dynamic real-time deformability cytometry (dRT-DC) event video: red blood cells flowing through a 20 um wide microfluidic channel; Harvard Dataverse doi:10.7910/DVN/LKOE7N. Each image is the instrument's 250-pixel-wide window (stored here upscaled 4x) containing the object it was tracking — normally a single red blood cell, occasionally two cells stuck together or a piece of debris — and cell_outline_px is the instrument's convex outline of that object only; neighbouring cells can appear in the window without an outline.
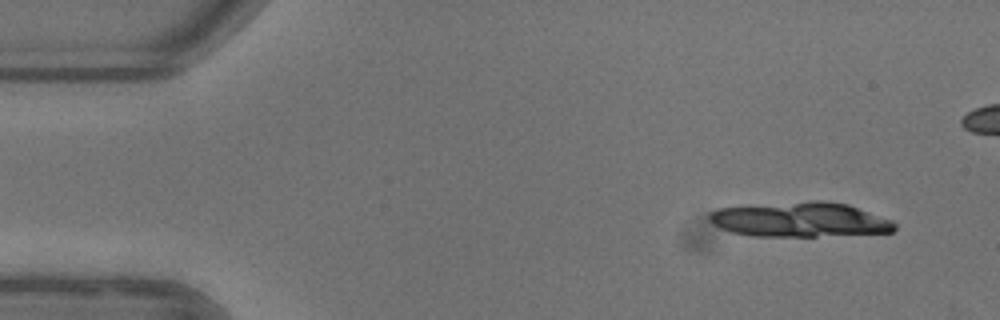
{"species": "common noctule bat (a hibernating species)", "species_latin": "Nyctalus noctula", "temperature_condition": "warm", "stored_images_in_passage": 12, "camera_frame_rate_fps": 3000, "um_per_image_px": 0.085, "animal": {"sex": "female"}, "frame": {"image": 1, "passage_image": 3, "time_ms": 0.667, "image_size_px": [1000, 320], "cell_outline_px": [[896, 228], [892, 232], [816, 236], [752, 236], [732, 232], [720, 228], [712, 224], [708, 220], [708, 212], [716, 208], [812, 200], [820, 200], [848, 204], [892, 220], [896, 224]], "centroid_in_image_um": [67.96, 18.66], "position_along_channel_um": 17.0, "area_um2": 37.63}}